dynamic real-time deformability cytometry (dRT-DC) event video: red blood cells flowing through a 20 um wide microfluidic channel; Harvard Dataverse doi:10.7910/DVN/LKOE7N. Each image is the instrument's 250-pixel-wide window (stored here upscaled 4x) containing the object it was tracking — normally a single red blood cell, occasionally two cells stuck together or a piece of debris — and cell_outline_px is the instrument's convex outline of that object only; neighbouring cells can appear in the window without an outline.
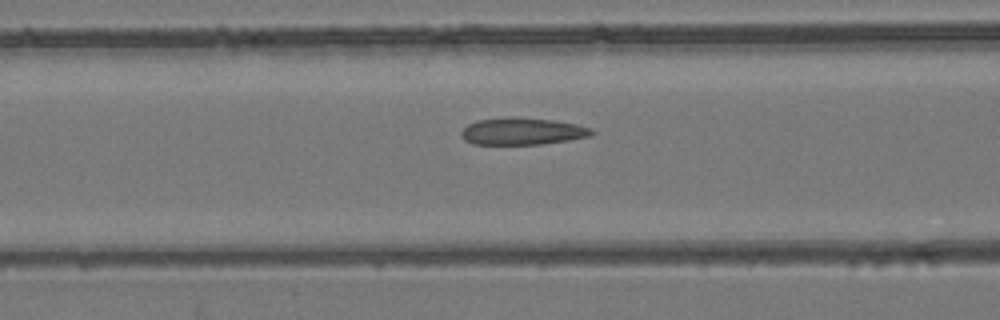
{"species": "common noctule bat (a hibernating species)", "species_latin": "Nyctalus noctula", "temperature_condition": "room temperature", "stored_images_in_passage": 37, "camera_frame_rate_fps": 3000, "um_per_image_px": 0.085, "animal": {"sex": "female", "body_mass_g": 24.6, "forearm_length_mm": 56.2}, "frame": {"image": 1, "passage_image": 5, "time_ms": 1.333, "image_size_px": [1000, 320], "cell_outline_px": [[596, 132], [592, 136], [568, 140], [540, 144], [472, 144], [464, 140], [460, 136], [460, 132], [468, 124], [476, 120], [508, 116], [512, 116], [552, 120], [576, 124], [592, 128]], "centroid_in_image_um": [44.38, 11.15], "position_along_channel_um": 122.2, "area_um2": 20.81}}
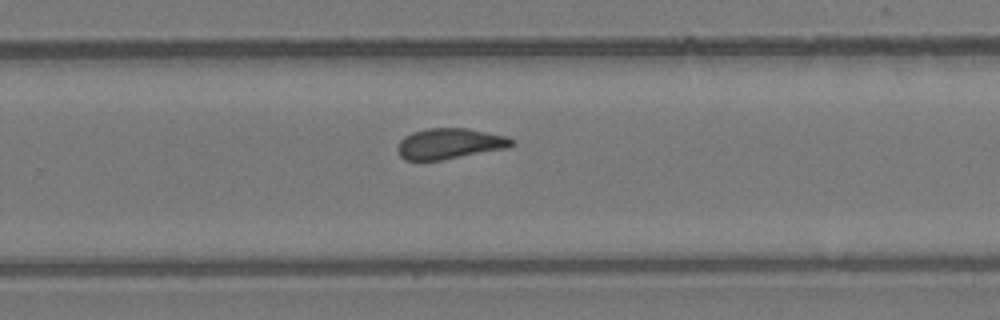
{"frame": {"image": 2, "passage_image": 18, "time_ms": 5.667, "image_size_px": [1000, 320], "cell_outline_px": [[516, 144], [508, 148], [440, 160], [404, 160], [400, 156], [396, 148], [400, 140], [404, 136], [412, 132], [424, 128], [468, 128], [508, 136], [516, 140]], "centroid_in_image_um": [38.24, 12.2], "position_along_channel_um": 291.6, "area_um2": 20.69}}
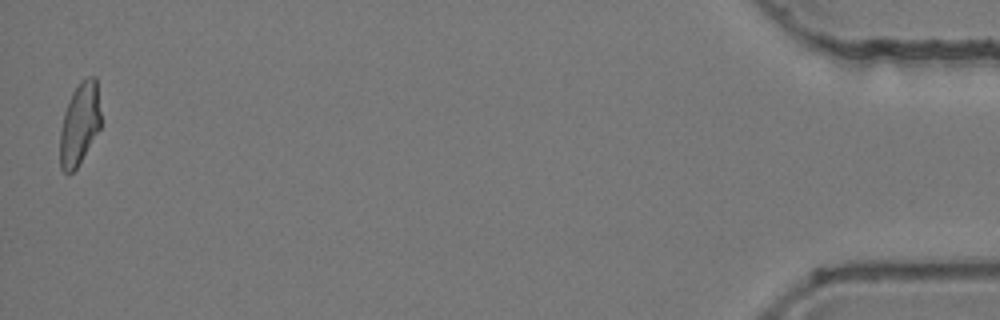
{"frame": {"image": 3, "passage_image": 36, "time_ms": 11.667, "image_size_px": [1000, 320], "cell_outline_px": [[100, 128], [76, 168], [68, 176], [60, 168], [60, 132], [64, 112], [68, 100], [72, 92], [88, 76], [96, 76], [100, 112]], "centroid_in_image_um": [6.75, 10.55], "position_along_channel_um": 428.5, "area_um2": 19.36}, "authors_computed_cell_mechanics": {"area_um2": 20.4612, "velocity_mm_per_s": 3.9148, "shape_relaxation_time_tau1_ms": null, "shape_relaxation_time_tau2_ms": 1.9223, "deformation_change_tau1": null, "deformation_change_tau2": 0.0803}}